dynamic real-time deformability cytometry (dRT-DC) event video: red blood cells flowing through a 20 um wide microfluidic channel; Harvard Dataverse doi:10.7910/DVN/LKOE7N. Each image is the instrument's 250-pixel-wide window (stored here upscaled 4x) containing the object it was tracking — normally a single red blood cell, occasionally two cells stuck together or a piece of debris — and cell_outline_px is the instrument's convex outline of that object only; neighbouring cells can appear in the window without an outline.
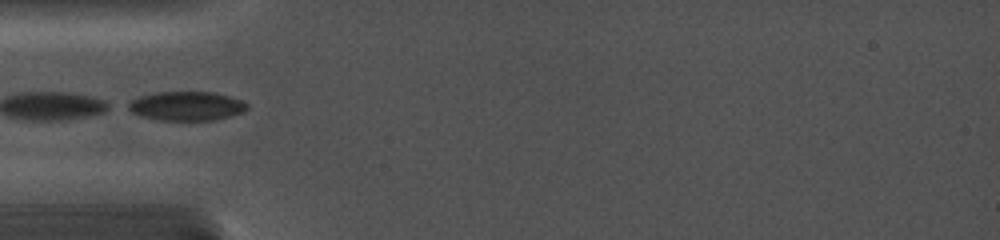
{"species": "common noctule bat (a hibernating species)", "species_latin": "Nyctalus noctula", "temperature_condition": "cold", "stored_images_in_passage": 21, "camera_frame_rate_fps": 5000, "um_per_image_px": 0.085, "animal": {"sex": "female", "body_mass_g": 19.0, "forearm_length_mm": 56.7}, "frame": {"image": 1, "passage_image": 1, "time_ms": 0.0, "image_size_px": [1000, 240], "cell_outline_px": [[248, 108], [244, 112], [216, 120], [160, 120], [140, 116], [124, 108], [124, 104], [140, 96], [156, 92], [212, 92], [228, 96], [240, 100], [248, 104]], "centroid_in_image_um": [15.81, 9.02], "position_along_channel_um": 69.2, "area_um2": 20.29}}